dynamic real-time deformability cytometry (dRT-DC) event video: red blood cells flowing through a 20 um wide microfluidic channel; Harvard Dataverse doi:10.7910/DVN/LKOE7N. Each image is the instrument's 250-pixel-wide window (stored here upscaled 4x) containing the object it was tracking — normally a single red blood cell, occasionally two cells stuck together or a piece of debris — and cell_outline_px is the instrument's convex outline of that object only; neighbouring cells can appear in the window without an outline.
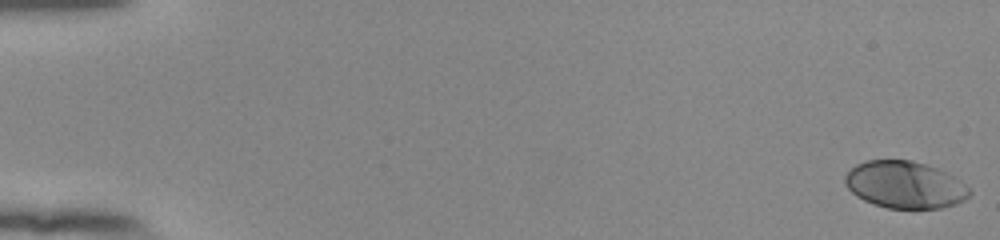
{"species": "human", "species_latin": "Homo sapiens", "temperature_condition": "room temperature", "stored_images_in_passage": 55, "camera_frame_rate_fps": 3000, "um_per_image_px": 0.085, "donor": {"sex": "female"}, "frame": {"image": 1, "passage_image": 1, "time_ms": 0.0, "image_size_px": [1000, 240], "cell_outline_px": [[972, 192], [964, 200], [956, 204], [940, 208], [888, 208], [864, 200], [856, 196], [844, 184], [844, 176], [856, 164], [868, 160], [912, 160], [936, 168], [960, 180]], "centroid_in_image_um": [76.9, 15.7], "position_along_channel_um": 8.1, "area_um2": 33.87}}
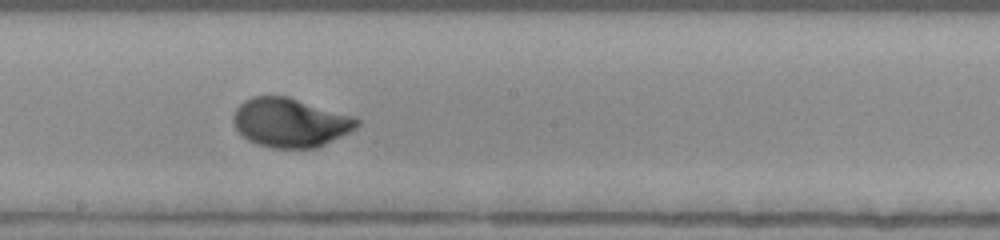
{"frame": {"image": 2, "passage_image": 32, "time_ms": 10.333, "image_size_px": [1000, 240], "cell_outline_px": [[360, 124], [356, 128], [316, 148], [272, 148], [256, 144], [248, 140], [236, 128], [232, 120], [232, 116], [236, 108], [244, 100], [252, 96], [288, 96], [352, 116], [360, 120]], "centroid_in_image_um": [24.63, 10.41], "position_along_channel_um": 223.6, "area_um2": 35.14}}
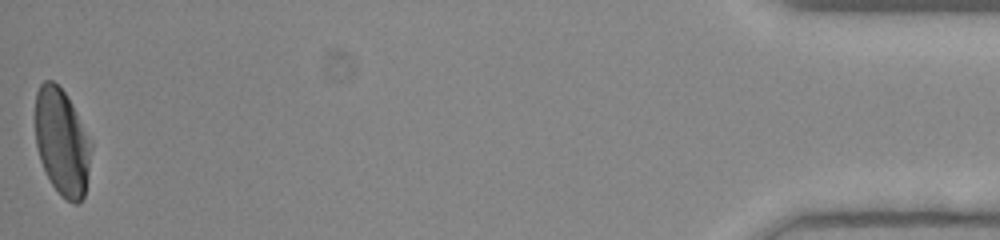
{"frame": {"image": 3, "passage_image": 55, "time_ms": 18.0, "image_size_px": [1000, 240], "cell_outline_px": [[92, 148], [84, 196], [76, 204], [72, 204], [60, 196], [52, 184], [40, 160], [36, 144], [36, 92], [40, 84], [44, 80], [52, 80], [64, 92], [72, 104], [92, 144]], "centroid_in_image_um": [5.26, 12.09], "position_along_channel_um": 429.9, "area_um2": 34.45}, "authors_computed_cell_mechanics": {"area_um2": 33.9286, "velocity_mm_per_s": 3.8342, "shape_relaxation_time_tau1_ms": 2.9938, "shape_relaxation_time_tau2_ms": null, "deformation_change_tau1": 0.1849, "deformation_change_tau2": null}}